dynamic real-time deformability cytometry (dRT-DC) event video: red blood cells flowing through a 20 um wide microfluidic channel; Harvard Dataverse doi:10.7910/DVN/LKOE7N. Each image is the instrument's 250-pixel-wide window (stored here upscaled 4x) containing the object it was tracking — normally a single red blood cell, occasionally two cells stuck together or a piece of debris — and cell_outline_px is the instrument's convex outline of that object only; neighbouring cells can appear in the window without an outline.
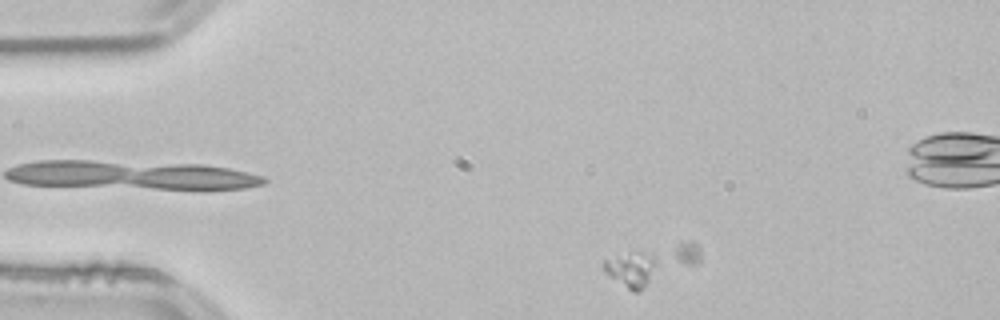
{"species": "common noctule bat (a hibernating species)", "species_latin": "Nyctalus noctula", "temperature_condition": "room temperature", "stored_images_in_passage": 4, "camera_frame_rate_fps": 3000, "um_per_image_px": 0.085, "animal": {"sex": "male", "body_mass_g": 21.5, "forearm_length_mm": 52.0}, "frame": {"image": 1, "passage_image": 1, "time_ms": 0.0, "image_size_px": [1000, 320], "cell_outline_px": [[656, 260], [648, 280], [644, 288], [636, 292], [632, 292], [604, 272], [600, 268], [600, 264], [604, 260], [628, 252], [640, 252], [652, 256]], "centroid_in_image_um": [53.54, 22.91], "position_along_channel_um": 31.5, "area_um2": 10.58}}